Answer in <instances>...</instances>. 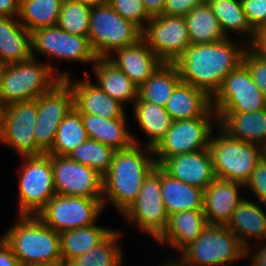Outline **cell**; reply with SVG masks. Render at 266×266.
<instances>
[{"label":"cell","mask_w":266,"mask_h":266,"mask_svg":"<svg viewBox=\"0 0 266 266\" xmlns=\"http://www.w3.org/2000/svg\"><path fill=\"white\" fill-rule=\"evenodd\" d=\"M230 37L203 44H190L174 65L182 82L204 90L211 97L220 88L224 78L242 62L248 46Z\"/></svg>","instance_id":"cell-1"},{"label":"cell","mask_w":266,"mask_h":266,"mask_svg":"<svg viewBox=\"0 0 266 266\" xmlns=\"http://www.w3.org/2000/svg\"><path fill=\"white\" fill-rule=\"evenodd\" d=\"M156 166L152 148L133 144L115 151L111 167L103 176V208L109 202L122 215L135 202L144 179Z\"/></svg>","instance_id":"cell-2"},{"label":"cell","mask_w":266,"mask_h":266,"mask_svg":"<svg viewBox=\"0 0 266 266\" xmlns=\"http://www.w3.org/2000/svg\"><path fill=\"white\" fill-rule=\"evenodd\" d=\"M17 222L1 236L19 264L59 265L62 261L60 235L37 215H17Z\"/></svg>","instance_id":"cell-3"},{"label":"cell","mask_w":266,"mask_h":266,"mask_svg":"<svg viewBox=\"0 0 266 266\" xmlns=\"http://www.w3.org/2000/svg\"><path fill=\"white\" fill-rule=\"evenodd\" d=\"M52 64L40 63L31 57L27 61L6 64L0 100L3 106L15 102L36 100L40 95L49 92L61 80L70 77L68 72H55Z\"/></svg>","instance_id":"cell-4"},{"label":"cell","mask_w":266,"mask_h":266,"mask_svg":"<svg viewBox=\"0 0 266 266\" xmlns=\"http://www.w3.org/2000/svg\"><path fill=\"white\" fill-rule=\"evenodd\" d=\"M217 129L218 136L213 132L208 146L215 177L245 185L266 155V149L232 138L219 127Z\"/></svg>","instance_id":"cell-5"},{"label":"cell","mask_w":266,"mask_h":266,"mask_svg":"<svg viewBox=\"0 0 266 266\" xmlns=\"http://www.w3.org/2000/svg\"><path fill=\"white\" fill-rule=\"evenodd\" d=\"M141 38L142 30L119 15L109 3L92 6L88 40L97 58H108Z\"/></svg>","instance_id":"cell-6"},{"label":"cell","mask_w":266,"mask_h":266,"mask_svg":"<svg viewBox=\"0 0 266 266\" xmlns=\"http://www.w3.org/2000/svg\"><path fill=\"white\" fill-rule=\"evenodd\" d=\"M179 254L189 266H230L245 259V247L225 225L208 224Z\"/></svg>","instance_id":"cell-7"},{"label":"cell","mask_w":266,"mask_h":266,"mask_svg":"<svg viewBox=\"0 0 266 266\" xmlns=\"http://www.w3.org/2000/svg\"><path fill=\"white\" fill-rule=\"evenodd\" d=\"M18 215H37L56 194L52 155L22 156Z\"/></svg>","instance_id":"cell-8"},{"label":"cell","mask_w":266,"mask_h":266,"mask_svg":"<svg viewBox=\"0 0 266 266\" xmlns=\"http://www.w3.org/2000/svg\"><path fill=\"white\" fill-rule=\"evenodd\" d=\"M121 216L154 240L163 234L169 215L162 200L161 168L158 165L144 179L137 199Z\"/></svg>","instance_id":"cell-9"},{"label":"cell","mask_w":266,"mask_h":266,"mask_svg":"<svg viewBox=\"0 0 266 266\" xmlns=\"http://www.w3.org/2000/svg\"><path fill=\"white\" fill-rule=\"evenodd\" d=\"M216 113H244L266 109V99L254 82L248 67L242 62L223 80L212 96Z\"/></svg>","instance_id":"cell-10"},{"label":"cell","mask_w":266,"mask_h":266,"mask_svg":"<svg viewBox=\"0 0 266 266\" xmlns=\"http://www.w3.org/2000/svg\"><path fill=\"white\" fill-rule=\"evenodd\" d=\"M215 126L217 118L173 121L165 137L153 149L156 164L159 166L168 157L208 149Z\"/></svg>","instance_id":"cell-11"},{"label":"cell","mask_w":266,"mask_h":266,"mask_svg":"<svg viewBox=\"0 0 266 266\" xmlns=\"http://www.w3.org/2000/svg\"><path fill=\"white\" fill-rule=\"evenodd\" d=\"M103 210L99 199L55 194L37 216L60 234L93 225Z\"/></svg>","instance_id":"cell-12"},{"label":"cell","mask_w":266,"mask_h":266,"mask_svg":"<svg viewBox=\"0 0 266 266\" xmlns=\"http://www.w3.org/2000/svg\"><path fill=\"white\" fill-rule=\"evenodd\" d=\"M38 115L35 100L15 102L3 109L0 143L14 149L19 156H37L44 153L37 147L34 130Z\"/></svg>","instance_id":"cell-13"},{"label":"cell","mask_w":266,"mask_h":266,"mask_svg":"<svg viewBox=\"0 0 266 266\" xmlns=\"http://www.w3.org/2000/svg\"><path fill=\"white\" fill-rule=\"evenodd\" d=\"M35 101L38 109L34 126L35 142L37 147L47 154L54 145L59 124L74 107L73 90L65 80H61Z\"/></svg>","instance_id":"cell-14"},{"label":"cell","mask_w":266,"mask_h":266,"mask_svg":"<svg viewBox=\"0 0 266 266\" xmlns=\"http://www.w3.org/2000/svg\"><path fill=\"white\" fill-rule=\"evenodd\" d=\"M32 57L38 53L52 59L72 62L95 63L97 59L88 37L74 35L61 29L58 25L39 28L31 32Z\"/></svg>","instance_id":"cell-15"},{"label":"cell","mask_w":266,"mask_h":266,"mask_svg":"<svg viewBox=\"0 0 266 266\" xmlns=\"http://www.w3.org/2000/svg\"><path fill=\"white\" fill-rule=\"evenodd\" d=\"M146 41L157 58L166 64H174L190 45L185 17L157 15L151 17L142 30Z\"/></svg>","instance_id":"cell-16"},{"label":"cell","mask_w":266,"mask_h":266,"mask_svg":"<svg viewBox=\"0 0 266 266\" xmlns=\"http://www.w3.org/2000/svg\"><path fill=\"white\" fill-rule=\"evenodd\" d=\"M55 193L99 199L102 202L103 177L90 168L69 159L67 156L52 155Z\"/></svg>","instance_id":"cell-17"},{"label":"cell","mask_w":266,"mask_h":266,"mask_svg":"<svg viewBox=\"0 0 266 266\" xmlns=\"http://www.w3.org/2000/svg\"><path fill=\"white\" fill-rule=\"evenodd\" d=\"M85 71V79L79 80L68 77L65 81L73 90L74 107L81 114L96 115L106 119L126 118L125 106L113 99L89 79Z\"/></svg>","instance_id":"cell-18"},{"label":"cell","mask_w":266,"mask_h":266,"mask_svg":"<svg viewBox=\"0 0 266 266\" xmlns=\"http://www.w3.org/2000/svg\"><path fill=\"white\" fill-rule=\"evenodd\" d=\"M159 167L172 178L202 190L216 179L209 149L168 157Z\"/></svg>","instance_id":"cell-19"},{"label":"cell","mask_w":266,"mask_h":266,"mask_svg":"<svg viewBox=\"0 0 266 266\" xmlns=\"http://www.w3.org/2000/svg\"><path fill=\"white\" fill-rule=\"evenodd\" d=\"M107 59L122 70L138 87L163 64L143 38L115 51Z\"/></svg>","instance_id":"cell-20"},{"label":"cell","mask_w":266,"mask_h":266,"mask_svg":"<svg viewBox=\"0 0 266 266\" xmlns=\"http://www.w3.org/2000/svg\"><path fill=\"white\" fill-rule=\"evenodd\" d=\"M244 185L216 178L204 190L203 212L208 224L226 225L240 202Z\"/></svg>","instance_id":"cell-21"},{"label":"cell","mask_w":266,"mask_h":266,"mask_svg":"<svg viewBox=\"0 0 266 266\" xmlns=\"http://www.w3.org/2000/svg\"><path fill=\"white\" fill-rule=\"evenodd\" d=\"M173 121L192 118H217L212 97L204 90L180 82L165 105Z\"/></svg>","instance_id":"cell-22"},{"label":"cell","mask_w":266,"mask_h":266,"mask_svg":"<svg viewBox=\"0 0 266 266\" xmlns=\"http://www.w3.org/2000/svg\"><path fill=\"white\" fill-rule=\"evenodd\" d=\"M216 115L217 127L227 135L266 149V109Z\"/></svg>","instance_id":"cell-23"},{"label":"cell","mask_w":266,"mask_h":266,"mask_svg":"<svg viewBox=\"0 0 266 266\" xmlns=\"http://www.w3.org/2000/svg\"><path fill=\"white\" fill-rule=\"evenodd\" d=\"M81 118L89 139L101 142L115 151L126 150L140 143L130 134L126 118L106 119L91 114H81Z\"/></svg>","instance_id":"cell-24"},{"label":"cell","mask_w":266,"mask_h":266,"mask_svg":"<svg viewBox=\"0 0 266 266\" xmlns=\"http://www.w3.org/2000/svg\"><path fill=\"white\" fill-rule=\"evenodd\" d=\"M208 225L203 210H187L169 216L163 234L155 241L157 244L170 245L180 253L195 241Z\"/></svg>","instance_id":"cell-25"},{"label":"cell","mask_w":266,"mask_h":266,"mask_svg":"<svg viewBox=\"0 0 266 266\" xmlns=\"http://www.w3.org/2000/svg\"><path fill=\"white\" fill-rule=\"evenodd\" d=\"M262 205L244 198L225 225L245 248L250 240L266 241V212Z\"/></svg>","instance_id":"cell-26"},{"label":"cell","mask_w":266,"mask_h":266,"mask_svg":"<svg viewBox=\"0 0 266 266\" xmlns=\"http://www.w3.org/2000/svg\"><path fill=\"white\" fill-rule=\"evenodd\" d=\"M32 57L31 32L18 17L0 16V62L14 64Z\"/></svg>","instance_id":"cell-27"},{"label":"cell","mask_w":266,"mask_h":266,"mask_svg":"<svg viewBox=\"0 0 266 266\" xmlns=\"http://www.w3.org/2000/svg\"><path fill=\"white\" fill-rule=\"evenodd\" d=\"M96 85L124 106L137 100L138 86L107 58H97L93 64Z\"/></svg>","instance_id":"cell-28"},{"label":"cell","mask_w":266,"mask_h":266,"mask_svg":"<svg viewBox=\"0 0 266 266\" xmlns=\"http://www.w3.org/2000/svg\"><path fill=\"white\" fill-rule=\"evenodd\" d=\"M161 195L168 215L203 210L204 190L174 179L161 169Z\"/></svg>","instance_id":"cell-29"},{"label":"cell","mask_w":266,"mask_h":266,"mask_svg":"<svg viewBox=\"0 0 266 266\" xmlns=\"http://www.w3.org/2000/svg\"><path fill=\"white\" fill-rule=\"evenodd\" d=\"M133 119L146 134L148 141L145 145L154 149L171 128L173 119L165 107L147 101H135L132 104Z\"/></svg>","instance_id":"cell-30"},{"label":"cell","mask_w":266,"mask_h":266,"mask_svg":"<svg viewBox=\"0 0 266 266\" xmlns=\"http://www.w3.org/2000/svg\"><path fill=\"white\" fill-rule=\"evenodd\" d=\"M185 22L190 44L214 43L227 38L206 0L185 16Z\"/></svg>","instance_id":"cell-31"},{"label":"cell","mask_w":266,"mask_h":266,"mask_svg":"<svg viewBox=\"0 0 266 266\" xmlns=\"http://www.w3.org/2000/svg\"><path fill=\"white\" fill-rule=\"evenodd\" d=\"M180 82V73L176 66L163 63L145 83L138 87L136 101H147L165 107Z\"/></svg>","instance_id":"cell-32"},{"label":"cell","mask_w":266,"mask_h":266,"mask_svg":"<svg viewBox=\"0 0 266 266\" xmlns=\"http://www.w3.org/2000/svg\"><path fill=\"white\" fill-rule=\"evenodd\" d=\"M113 229L93 225L60 233L62 260H74L101 243Z\"/></svg>","instance_id":"cell-33"},{"label":"cell","mask_w":266,"mask_h":266,"mask_svg":"<svg viewBox=\"0 0 266 266\" xmlns=\"http://www.w3.org/2000/svg\"><path fill=\"white\" fill-rule=\"evenodd\" d=\"M215 17L220 23L221 29L228 38L231 31L244 36L247 34L248 45H252L256 39V33L249 25L242 9L240 0H206Z\"/></svg>","instance_id":"cell-34"},{"label":"cell","mask_w":266,"mask_h":266,"mask_svg":"<svg viewBox=\"0 0 266 266\" xmlns=\"http://www.w3.org/2000/svg\"><path fill=\"white\" fill-rule=\"evenodd\" d=\"M63 0H20L18 20L29 31L57 25Z\"/></svg>","instance_id":"cell-35"},{"label":"cell","mask_w":266,"mask_h":266,"mask_svg":"<svg viewBox=\"0 0 266 266\" xmlns=\"http://www.w3.org/2000/svg\"><path fill=\"white\" fill-rule=\"evenodd\" d=\"M88 139L81 113L73 107L58 126L54 145L48 155L67 156Z\"/></svg>","instance_id":"cell-36"},{"label":"cell","mask_w":266,"mask_h":266,"mask_svg":"<svg viewBox=\"0 0 266 266\" xmlns=\"http://www.w3.org/2000/svg\"><path fill=\"white\" fill-rule=\"evenodd\" d=\"M114 153L113 148L88 138L84 143L70 151L67 157L89 166L103 177L111 167Z\"/></svg>","instance_id":"cell-37"},{"label":"cell","mask_w":266,"mask_h":266,"mask_svg":"<svg viewBox=\"0 0 266 266\" xmlns=\"http://www.w3.org/2000/svg\"><path fill=\"white\" fill-rule=\"evenodd\" d=\"M121 233L113 230L101 243L74 259L81 266H121L123 251L118 242Z\"/></svg>","instance_id":"cell-38"},{"label":"cell","mask_w":266,"mask_h":266,"mask_svg":"<svg viewBox=\"0 0 266 266\" xmlns=\"http://www.w3.org/2000/svg\"><path fill=\"white\" fill-rule=\"evenodd\" d=\"M92 6L76 0H63L57 25L64 31L88 37Z\"/></svg>","instance_id":"cell-39"},{"label":"cell","mask_w":266,"mask_h":266,"mask_svg":"<svg viewBox=\"0 0 266 266\" xmlns=\"http://www.w3.org/2000/svg\"><path fill=\"white\" fill-rule=\"evenodd\" d=\"M112 8L124 19L132 21L143 30L151 17L147 14L142 0H109Z\"/></svg>","instance_id":"cell-40"},{"label":"cell","mask_w":266,"mask_h":266,"mask_svg":"<svg viewBox=\"0 0 266 266\" xmlns=\"http://www.w3.org/2000/svg\"><path fill=\"white\" fill-rule=\"evenodd\" d=\"M243 63L250 70L254 82L266 99V56L250 45L244 52Z\"/></svg>","instance_id":"cell-41"},{"label":"cell","mask_w":266,"mask_h":266,"mask_svg":"<svg viewBox=\"0 0 266 266\" xmlns=\"http://www.w3.org/2000/svg\"><path fill=\"white\" fill-rule=\"evenodd\" d=\"M252 30L257 33L266 26V0H240Z\"/></svg>","instance_id":"cell-42"},{"label":"cell","mask_w":266,"mask_h":266,"mask_svg":"<svg viewBox=\"0 0 266 266\" xmlns=\"http://www.w3.org/2000/svg\"><path fill=\"white\" fill-rule=\"evenodd\" d=\"M248 190L251 189L253 195L258 198L260 204H263V209L266 207V155L256 165V168L251 174L250 179L244 185Z\"/></svg>","instance_id":"cell-43"},{"label":"cell","mask_w":266,"mask_h":266,"mask_svg":"<svg viewBox=\"0 0 266 266\" xmlns=\"http://www.w3.org/2000/svg\"><path fill=\"white\" fill-rule=\"evenodd\" d=\"M205 0H166L163 15L185 17L193 8Z\"/></svg>","instance_id":"cell-44"},{"label":"cell","mask_w":266,"mask_h":266,"mask_svg":"<svg viewBox=\"0 0 266 266\" xmlns=\"http://www.w3.org/2000/svg\"><path fill=\"white\" fill-rule=\"evenodd\" d=\"M19 261L11 247L0 237V266H19Z\"/></svg>","instance_id":"cell-45"},{"label":"cell","mask_w":266,"mask_h":266,"mask_svg":"<svg viewBox=\"0 0 266 266\" xmlns=\"http://www.w3.org/2000/svg\"><path fill=\"white\" fill-rule=\"evenodd\" d=\"M257 249L258 250L254 249L253 252L251 245L245 248V258L249 255L252 257H249L251 259L249 266H266V243L263 242L261 247L259 246Z\"/></svg>","instance_id":"cell-46"},{"label":"cell","mask_w":266,"mask_h":266,"mask_svg":"<svg viewBox=\"0 0 266 266\" xmlns=\"http://www.w3.org/2000/svg\"><path fill=\"white\" fill-rule=\"evenodd\" d=\"M20 0H0V16L18 17Z\"/></svg>","instance_id":"cell-47"},{"label":"cell","mask_w":266,"mask_h":266,"mask_svg":"<svg viewBox=\"0 0 266 266\" xmlns=\"http://www.w3.org/2000/svg\"><path fill=\"white\" fill-rule=\"evenodd\" d=\"M144 8L150 17L162 15L166 0H142Z\"/></svg>","instance_id":"cell-48"},{"label":"cell","mask_w":266,"mask_h":266,"mask_svg":"<svg viewBox=\"0 0 266 266\" xmlns=\"http://www.w3.org/2000/svg\"><path fill=\"white\" fill-rule=\"evenodd\" d=\"M251 46L266 56V26L256 33L255 42Z\"/></svg>","instance_id":"cell-49"},{"label":"cell","mask_w":266,"mask_h":266,"mask_svg":"<svg viewBox=\"0 0 266 266\" xmlns=\"http://www.w3.org/2000/svg\"><path fill=\"white\" fill-rule=\"evenodd\" d=\"M76 1H80L82 3H86V4H89L91 6L103 5V4L109 3V0H76Z\"/></svg>","instance_id":"cell-50"},{"label":"cell","mask_w":266,"mask_h":266,"mask_svg":"<svg viewBox=\"0 0 266 266\" xmlns=\"http://www.w3.org/2000/svg\"><path fill=\"white\" fill-rule=\"evenodd\" d=\"M170 259L171 260L167 261L165 266H189V265H186L181 259L179 260H177L178 258L176 259L170 258Z\"/></svg>","instance_id":"cell-51"},{"label":"cell","mask_w":266,"mask_h":266,"mask_svg":"<svg viewBox=\"0 0 266 266\" xmlns=\"http://www.w3.org/2000/svg\"><path fill=\"white\" fill-rule=\"evenodd\" d=\"M59 265L60 266H81L77 262H75L74 260H62L59 263Z\"/></svg>","instance_id":"cell-52"},{"label":"cell","mask_w":266,"mask_h":266,"mask_svg":"<svg viewBox=\"0 0 266 266\" xmlns=\"http://www.w3.org/2000/svg\"><path fill=\"white\" fill-rule=\"evenodd\" d=\"M5 71H6V64L0 62V88L2 85Z\"/></svg>","instance_id":"cell-53"},{"label":"cell","mask_w":266,"mask_h":266,"mask_svg":"<svg viewBox=\"0 0 266 266\" xmlns=\"http://www.w3.org/2000/svg\"><path fill=\"white\" fill-rule=\"evenodd\" d=\"M19 266H51V265L41 264V263H29V264H20Z\"/></svg>","instance_id":"cell-54"},{"label":"cell","mask_w":266,"mask_h":266,"mask_svg":"<svg viewBox=\"0 0 266 266\" xmlns=\"http://www.w3.org/2000/svg\"><path fill=\"white\" fill-rule=\"evenodd\" d=\"M3 109H4V106H3V104L1 103V100H0V130H1V123H2Z\"/></svg>","instance_id":"cell-55"}]
</instances>
